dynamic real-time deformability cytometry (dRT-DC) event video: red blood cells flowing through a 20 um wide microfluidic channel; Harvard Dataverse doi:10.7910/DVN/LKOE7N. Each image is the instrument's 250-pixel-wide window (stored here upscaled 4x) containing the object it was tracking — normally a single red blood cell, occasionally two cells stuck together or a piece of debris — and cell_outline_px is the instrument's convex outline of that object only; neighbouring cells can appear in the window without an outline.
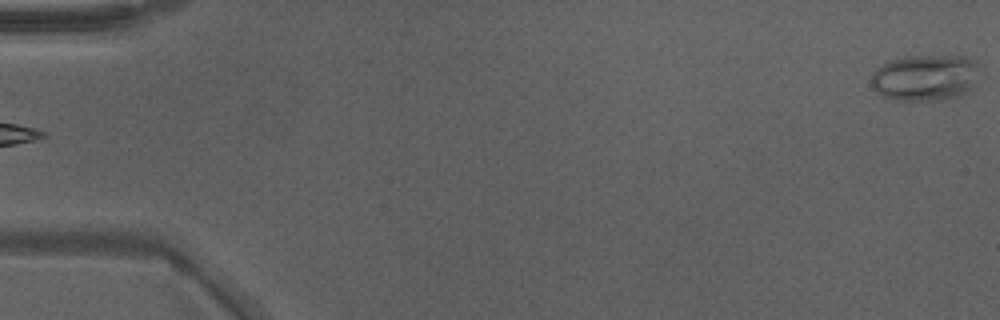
{"species": "Egyptian fruit bat (a non-hibernating species)", "species_latin": "Rousettus aegyptiacus", "temperature_condition": "warm", "stored_images_in_passage": 14, "camera_frame_rate_fps": 3000, "um_per_image_px": 0.085, "animal": {"sex": "male"}, "frame": {"image": 1, "passage_image": 1, "time_ms": 0.0, "image_size_px": [1000, 320], "cell_outline_px": [[980, 64], [976, 88], [960, 96], [940, 100], [896, 100], [880, 96], [876, 92], [872, 84], [872, 72], [876, 68], [892, 60], [908, 56], [968, 56], [976, 60]], "centroid_in_image_um": [78.72, 6.6], "position_along_channel_um": 6.3, "area_um2": 29.82}}